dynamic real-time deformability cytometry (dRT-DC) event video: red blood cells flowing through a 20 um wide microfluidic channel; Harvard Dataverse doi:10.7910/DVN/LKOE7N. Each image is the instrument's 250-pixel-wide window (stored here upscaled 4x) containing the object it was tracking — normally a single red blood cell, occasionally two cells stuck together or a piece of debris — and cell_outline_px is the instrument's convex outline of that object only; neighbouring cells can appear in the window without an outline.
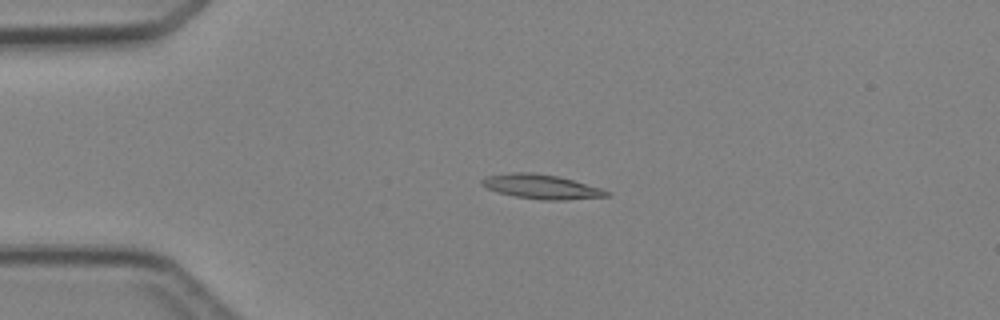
{"species": "Egyptian fruit bat (a non-hibernating species)", "species_latin": "Rousettus aegyptiacus", "temperature_condition": "cold", "stored_images_in_passage": 6, "camera_frame_rate_fps": 3000, "um_per_image_px": 0.085, "animal": {"sex": "female"}, "frame": {"image": 1, "passage_image": 4, "time_ms": 3.333, "image_size_px": [1000, 320], "cell_outline_px": [[608, 196], [564, 200], [540, 200], [516, 196], [500, 192], [488, 188], [480, 184], [480, 180], [484, 176], [512, 172], [532, 172], [556, 176], [572, 180], [600, 188], [608, 192]], "centroid_in_image_um": [45.95, 15.86], "position_along_channel_um": 39.0, "area_um2": 17.46}}
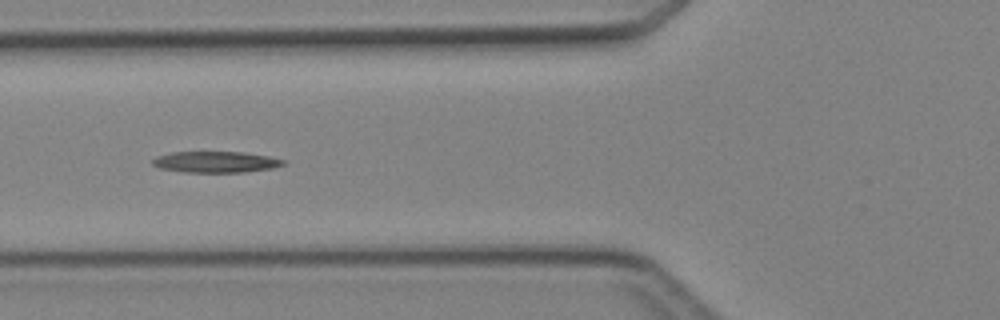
{"frame": {"image": 2, "passage_image": 6, "time_ms": 5.667, "image_size_px": [1000, 320], "cell_outline_px": [[284, 164], [272, 168], [244, 172], [184, 172], [160, 168], [152, 164], [152, 160], [156, 156], [172, 152], [244, 152], [268, 156], [284, 160]], "centroid_in_image_um": [18.31, 13.76], "position_along_channel_um": 107.5, "area_um2": 16.01}}